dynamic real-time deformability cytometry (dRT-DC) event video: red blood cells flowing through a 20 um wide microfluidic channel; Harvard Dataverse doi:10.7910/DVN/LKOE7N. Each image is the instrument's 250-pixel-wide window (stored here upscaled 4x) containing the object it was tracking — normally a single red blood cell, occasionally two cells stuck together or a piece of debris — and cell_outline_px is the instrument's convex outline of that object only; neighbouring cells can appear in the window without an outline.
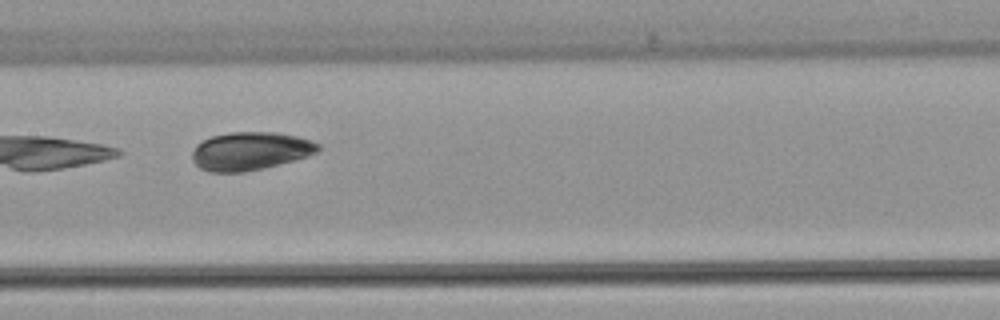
{"species": "common noctule bat (a hibernating species)", "species_latin": "Nyctalus noctula", "temperature_condition": "warm", "stored_images_in_passage": 8, "camera_frame_rate_fps": 3000, "um_per_image_px": 0.085, "animal": {"sex": "female", "body_mass_g": 22.7, "forearm_length_mm": 54.2}, "frame": {"image": 1, "passage_image": 8, "time_ms": 8.667, "image_size_px": [1000, 320], "cell_outline_px": [[320, 148], [316, 152], [308, 156], [244, 172], [208, 172], [200, 168], [192, 160], [192, 152], [196, 144], [212, 136], [232, 132], [276, 132], [296, 136], [312, 140], [320, 144]], "centroid_in_image_um": [21.25, 12.83], "position_along_channel_um": 186.1, "area_um2": 27.8}}